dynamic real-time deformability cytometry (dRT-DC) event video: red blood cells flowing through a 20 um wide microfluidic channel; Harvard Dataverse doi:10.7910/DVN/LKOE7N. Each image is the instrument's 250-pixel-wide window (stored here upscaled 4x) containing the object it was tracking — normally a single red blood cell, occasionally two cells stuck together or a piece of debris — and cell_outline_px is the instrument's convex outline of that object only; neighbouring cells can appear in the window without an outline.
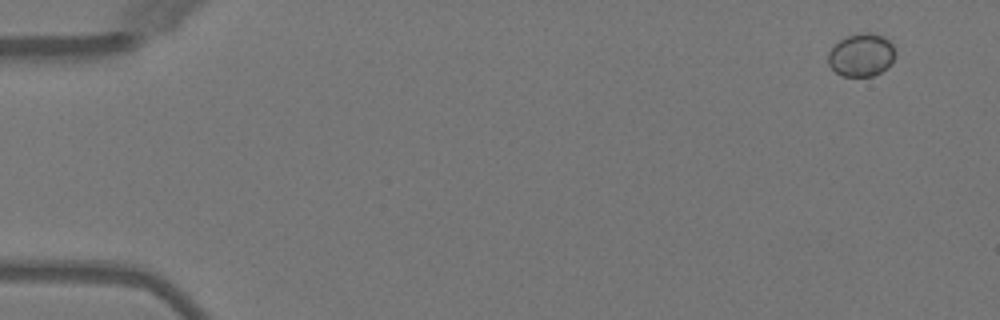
{"species": "Egyptian fruit bat (a non-hibernating species)", "species_latin": "Rousettus aegyptiacus", "temperature_condition": "warm", "stored_images_in_passage": 6, "camera_frame_rate_fps": 3000, "um_per_image_px": 0.085, "animal": {"sex": "female"}, "frame": {"image": 1, "passage_image": 1, "time_ms": 0.0, "image_size_px": [1000, 320], "cell_outline_px": [[896, 52], [888, 68], [872, 76], [844, 76], [836, 72], [828, 64], [828, 52], [840, 40], [848, 36], [864, 32], [872, 32], [884, 36], [892, 44]], "centroid_in_image_um": [73.23, 4.67], "position_along_channel_um": 11.8, "area_um2": 16.76}}
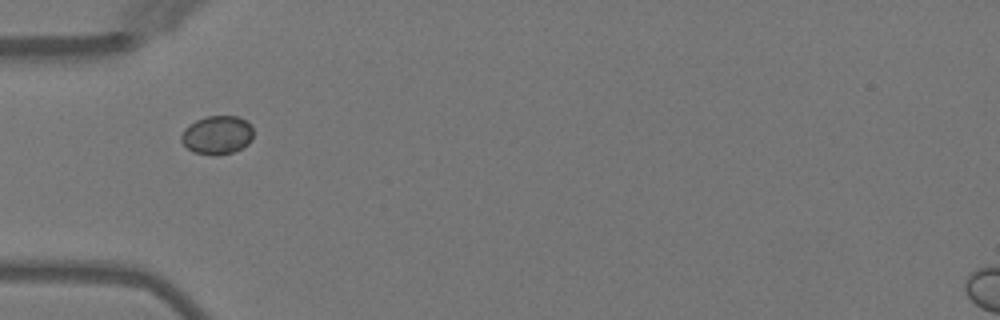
{"frame": {"image": 2, "passage_image": 5, "time_ms": 4.667, "image_size_px": [1000, 320], "cell_outline_px": [[252, 140], [248, 144], [232, 152], [216, 156], [192, 152], [180, 140], [180, 136], [184, 128], [196, 120], [208, 116], [240, 116], [252, 124]], "centroid_in_image_um": [18.46, 11.47], "position_along_channel_um": 66.5, "area_um2": 16.36}}
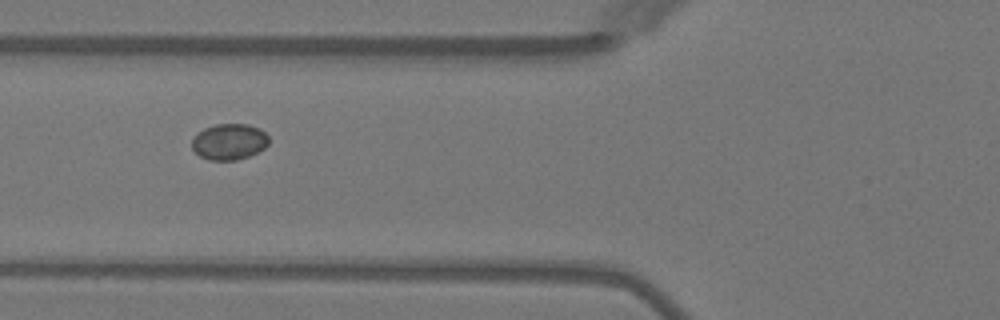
{"frame": {"image": 3, "passage_image": 6, "time_ms": 5.667, "image_size_px": [1000, 320], "cell_outline_px": [[268, 144], [264, 148], [248, 156], [236, 160], [208, 160], [200, 156], [192, 148], [192, 136], [196, 132], [204, 128], [216, 124], [248, 124], [260, 128], [268, 136]], "centroid_in_image_um": [19.45, 12.03], "position_along_channel_um": 106.3, "area_um2": 16.24}}